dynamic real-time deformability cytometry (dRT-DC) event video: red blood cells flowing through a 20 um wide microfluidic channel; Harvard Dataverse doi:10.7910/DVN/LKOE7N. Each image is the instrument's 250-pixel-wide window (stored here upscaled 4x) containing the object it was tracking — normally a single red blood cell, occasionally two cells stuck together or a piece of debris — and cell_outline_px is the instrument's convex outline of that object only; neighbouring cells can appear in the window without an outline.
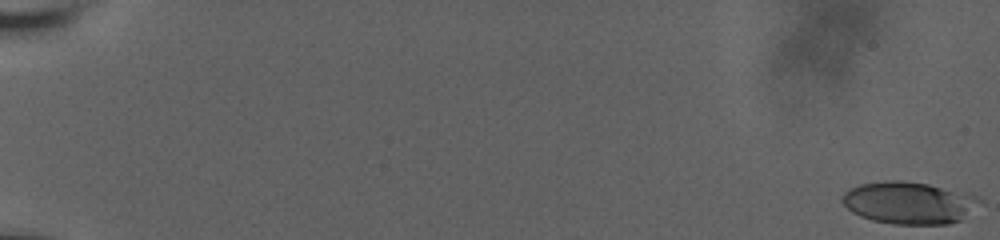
{"species": "human", "species_latin": "Homo sapiens", "temperature_condition": "room temperature", "stored_images_in_passage": 61, "camera_frame_rate_fps": 3000, "um_per_image_px": 0.085, "donor": {"sex": "male"}, "frame": {"image": 1, "passage_image": 1, "time_ms": 0.0, "image_size_px": [1000, 240], "cell_outline_px": [[984, 200], [960, 220], [948, 224], [892, 224], [872, 220], [860, 216], [852, 212], [840, 200], [840, 196], [848, 188], [860, 184], [888, 180], [900, 180], [928, 184], [968, 192]], "centroid_in_image_um": [77.25, 17.22], "position_along_channel_um": 7.7, "area_um2": 34.04}}
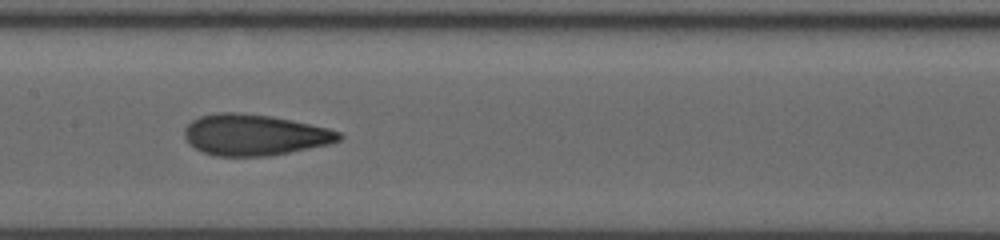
{"frame": {"image": 2, "passage_image": 34, "time_ms": 11.0, "image_size_px": [1000, 240], "cell_outline_px": [[344, 136], [340, 140], [328, 144], [288, 152], [264, 156], [216, 156], [204, 152], [196, 148], [184, 136], [184, 128], [192, 120], [200, 116], [216, 112], [236, 112], [272, 116], [292, 120], [328, 128], [340, 132]], "centroid_in_image_um": [21.63, 11.45], "position_along_channel_um": 185.8, "area_um2": 36.76}}
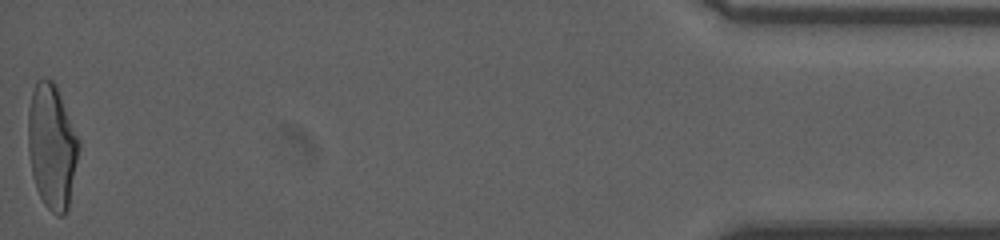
{"frame": {"image": 3, "passage_image": 61, "time_ms": 20.0, "image_size_px": [1000, 240], "cell_outline_px": [[80, 148], [68, 208], [64, 216], [56, 216], [44, 204], [36, 188], [32, 172], [28, 152], [28, 108], [32, 92], [36, 80], [44, 76], [52, 80], [56, 84], [80, 140]], "centroid_in_image_um": [4.42, 12.41], "position_along_channel_um": 430.8, "area_um2": 37.28}, "authors_computed_cell_mechanics": {"area_um2": 35.4892, "velocity_mm_per_s": 3.6623, "shape_relaxation_time_tau1_ms": 7.2677, "shape_relaxation_time_tau2_ms": 1.2896, "deformation_change_tau1": 0.2282, "deformation_change_tau2": 0.085}}